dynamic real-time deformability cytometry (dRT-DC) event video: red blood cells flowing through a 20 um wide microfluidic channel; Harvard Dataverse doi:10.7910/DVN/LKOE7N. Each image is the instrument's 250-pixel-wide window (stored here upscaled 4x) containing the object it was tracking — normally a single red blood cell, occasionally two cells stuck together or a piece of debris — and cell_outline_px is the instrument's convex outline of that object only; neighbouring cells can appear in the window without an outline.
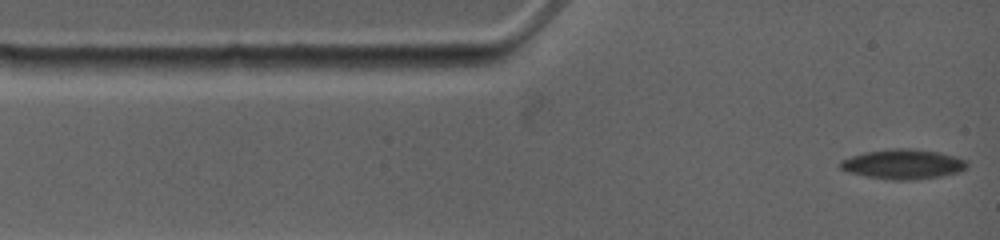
{"species": "common noctule bat (a hibernating species)", "species_latin": "Nyctalus noctula", "temperature_condition": "warm", "stored_images_in_passage": 11, "camera_frame_rate_fps": 4500, "um_per_image_px": 0.085, "animal": {"sex": "female", "body_mass_g": 19.0, "forearm_length_mm": 53.3}, "frame": {"image": 1, "passage_image": 1, "time_ms": 0.0, "image_size_px": [1000, 240], "cell_outline_px": [[968, 168], [960, 172], [940, 176], [912, 180], [892, 180], [868, 176], [848, 172], [840, 168], [840, 160], [864, 152], [892, 148], [912, 148], [940, 152], [956, 156], [968, 160]], "centroid_in_image_um": [76.82, 13.94], "position_along_channel_um": 8.2, "area_um2": 22.2}}
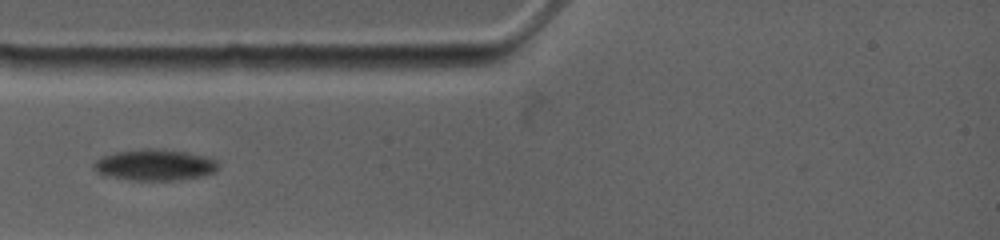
{"frame": {"image": 2, "passage_image": 5, "time_ms": 2.889, "image_size_px": [1000, 240], "cell_outline_px": [[220, 168], [216, 172], [204, 176], [172, 180], [136, 180], [104, 176], [96, 172], [92, 168], [92, 164], [100, 156], [112, 152], [148, 148], [160, 148], [188, 152], [204, 156], [216, 160], [220, 164]], "centroid_in_image_um": [13.14, 14.01], "position_along_channel_um": 71.9, "area_um2": 23.12}}
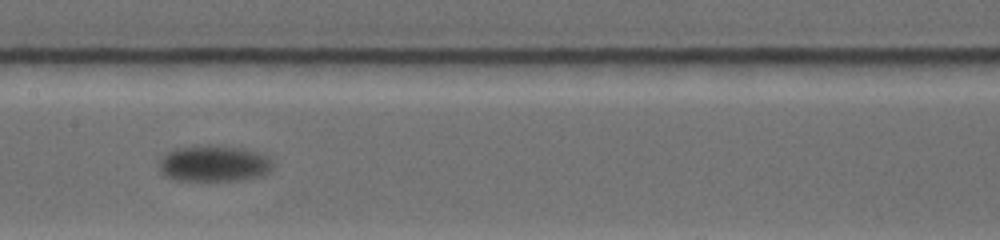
{"frame": {"image": 3, "passage_image": 10, "time_ms": 6.222, "image_size_px": [1000, 240], "cell_outline_px": [[272, 168], [264, 176], [244, 180], [176, 180], [164, 176], [160, 168], [160, 156], [176, 148], [212, 144], [244, 148], [268, 156], [272, 160]], "centroid_in_image_um": [18.21, 13.89], "position_along_channel_um": 189.2, "area_um2": 24.28}}